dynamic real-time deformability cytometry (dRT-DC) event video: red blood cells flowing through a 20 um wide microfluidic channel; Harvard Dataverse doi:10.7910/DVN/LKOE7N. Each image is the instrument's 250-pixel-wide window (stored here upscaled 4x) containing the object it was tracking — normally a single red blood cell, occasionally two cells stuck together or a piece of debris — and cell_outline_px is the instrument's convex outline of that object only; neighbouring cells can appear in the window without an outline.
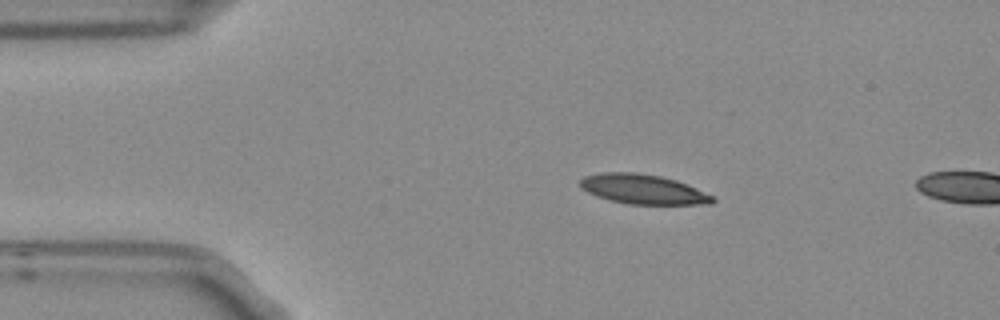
{"species": "Egyptian fruit bat (a non-hibernating species)", "species_latin": "Rousettus aegyptiacus", "temperature_condition": "room temperature", "stored_images_in_passage": 3, "camera_frame_rate_fps": 3000, "um_per_image_px": 0.085, "frame": {"image": 1, "passage_image": 2, "time_ms": 0.333, "image_size_px": [1000, 320], "cell_outline_px": [[716, 200], [712, 204], [628, 204], [608, 200], [596, 196], [580, 188], [580, 180], [584, 176], [604, 172], [636, 172], [660, 176], [676, 180], [696, 188], [712, 196]], "centroid_in_image_um": [54.63, 16.08], "position_along_channel_um": 30.4, "area_um2": 22.89}}